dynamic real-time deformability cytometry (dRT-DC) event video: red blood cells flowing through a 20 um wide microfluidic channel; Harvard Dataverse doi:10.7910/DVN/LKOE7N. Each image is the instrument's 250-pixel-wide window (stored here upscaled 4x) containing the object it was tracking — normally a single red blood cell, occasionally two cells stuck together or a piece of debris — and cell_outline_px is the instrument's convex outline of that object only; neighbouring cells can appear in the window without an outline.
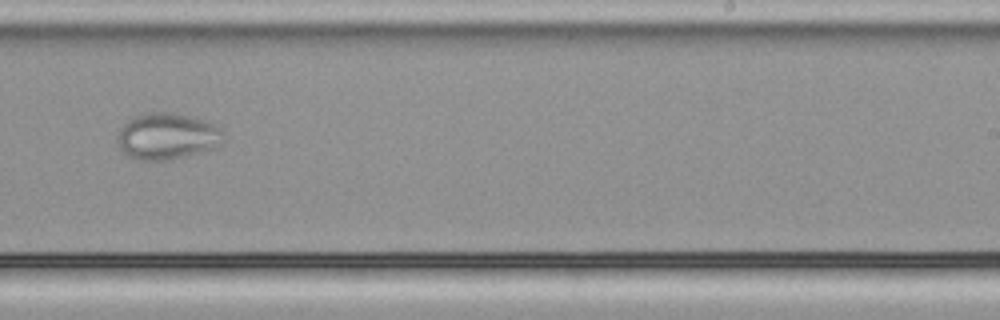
{"species": "common noctule bat (a hibernating species)", "species_latin": "Nyctalus noctula", "temperature_condition": "cold", "stored_images_in_passage": 34, "camera_frame_rate_fps": 3000, "um_per_image_px": 0.085, "animal": {"sex": "male", "body_mass_g": 21.5, "forearm_length_mm": 52.0}, "frame": {"image": 1, "passage_image": 21, "time_ms": 6.667, "image_size_px": [1000, 320], "cell_outline_px": [[224, 140], [220, 144], [212, 148], [184, 156], [168, 160], [136, 160], [120, 152], [116, 144], [116, 136], [120, 128], [128, 120], [136, 116], [148, 112], [176, 112], [208, 120], [220, 128], [224, 136]], "centroid_in_image_um": [14.16, 11.57], "position_along_channel_um": 274.8, "area_um2": 29.13}}
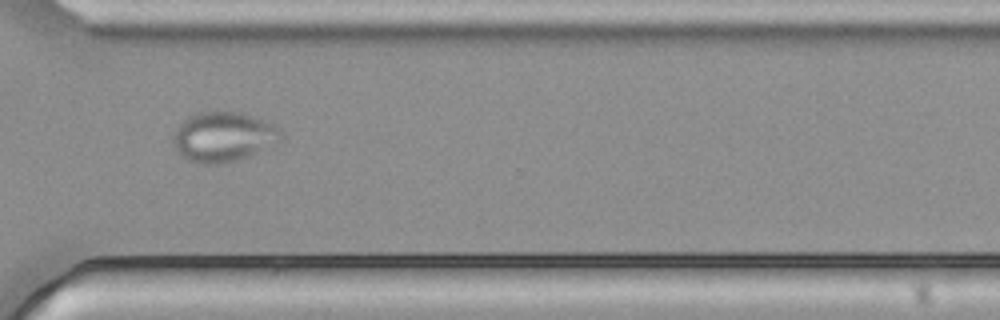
{"frame": {"image": 2, "passage_image": 27, "time_ms": 8.667, "image_size_px": [1000, 320], "cell_outline_px": [[280, 140], [256, 152], [236, 160], [224, 164], [200, 164], [188, 160], [180, 156], [172, 144], [172, 136], [176, 128], [188, 116], [200, 112], [240, 112], [252, 116], [272, 124], [280, 132]], "centroid_in_image_um": [18.88, 11.64], "position_along_channel_um": 351.7, "area_um2": 30.92}}
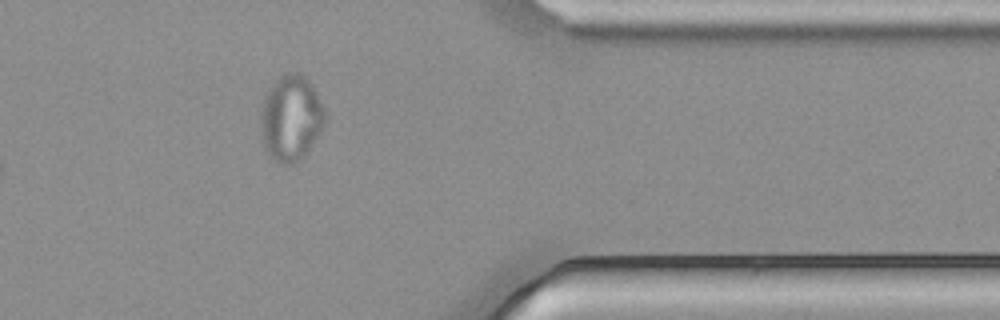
{"frame": {"image": 3, "passage_image": 31, "time_ms": 10.0, "image_size_px": [1000, 320], "cell_outline_px": [[328, 124], [304, 156], [300, 160], [292, 164], [280, 164], [268, 152], [264, 144], [264, 96], [272, 84], [280, 76], [288, 72], [300, 72], [312, 84], [328, 116]], "centroid_in_image_um": [24.85, 10.02], "position_along_channel_um": 386.6, "area_um2": 31.73}}